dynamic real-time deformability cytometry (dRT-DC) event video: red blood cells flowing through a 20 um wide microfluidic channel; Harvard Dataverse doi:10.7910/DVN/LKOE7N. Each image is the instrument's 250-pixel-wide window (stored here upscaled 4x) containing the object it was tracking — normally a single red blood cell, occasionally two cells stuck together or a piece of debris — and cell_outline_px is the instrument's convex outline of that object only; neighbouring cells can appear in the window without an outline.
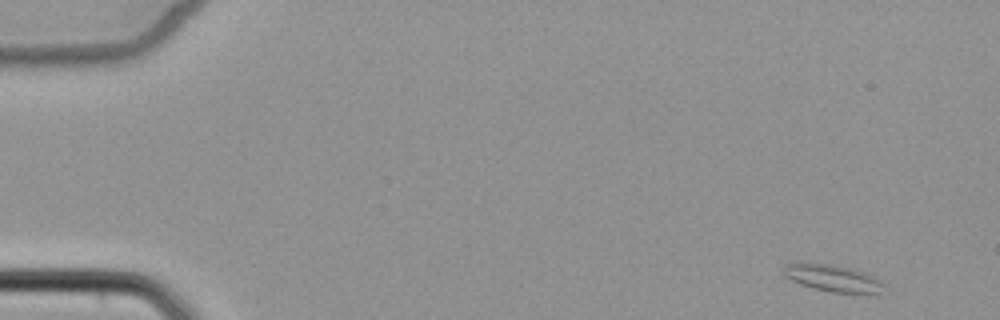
{"species": "common noctule bat (a hibernating species)", "species_latin": "Nyctalus noctula", "temperature_condition": "cold", "stored_images_in_passage": 4, "camera_frame_rate_fps": 3000, "um_per_image_px": 0.085, "animal": {"sex": "female", "body_mass_g": 22.7, "forearm_length_mm": 54.2}, "frame": {"image": 1, "passage_image": 1, "time_ms": 0.0, "image_size_px": [1000, 320], "cell_outline_px": [[884, 284], [880, 292], [872, 296], [832, 292], [812, 288], [800, 284], [784, 276], [784, 264], [828, 264], [864, 272], [880, 280]], "centroid_in_image_um": [70.86, 23.71], "position_along_channel_um": 14.1, "area_um2": 15.66}}
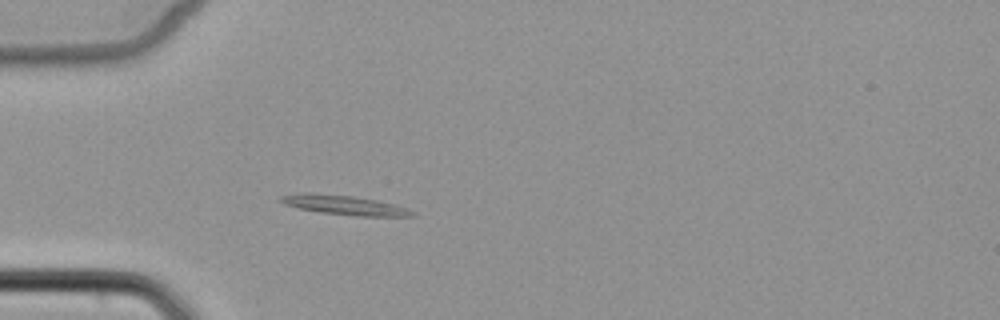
{"frame": {"image": 2, "passage_image": 4, "time_ms": 4.333, "image_size_px": [1000, 320], "cell_outline_px": [[416, 216], [356, 216], [320, 212], [300, 208], [284, 204], [276, 200], [276, 196], [296, 192], [308, 192], [352, 196], [376, 200], [392, 204], [416, 212]], "centroid_in_image_um": [29.14, 17.41], "position_along_channel_um": 55.9, "area_um2": 15.03}}